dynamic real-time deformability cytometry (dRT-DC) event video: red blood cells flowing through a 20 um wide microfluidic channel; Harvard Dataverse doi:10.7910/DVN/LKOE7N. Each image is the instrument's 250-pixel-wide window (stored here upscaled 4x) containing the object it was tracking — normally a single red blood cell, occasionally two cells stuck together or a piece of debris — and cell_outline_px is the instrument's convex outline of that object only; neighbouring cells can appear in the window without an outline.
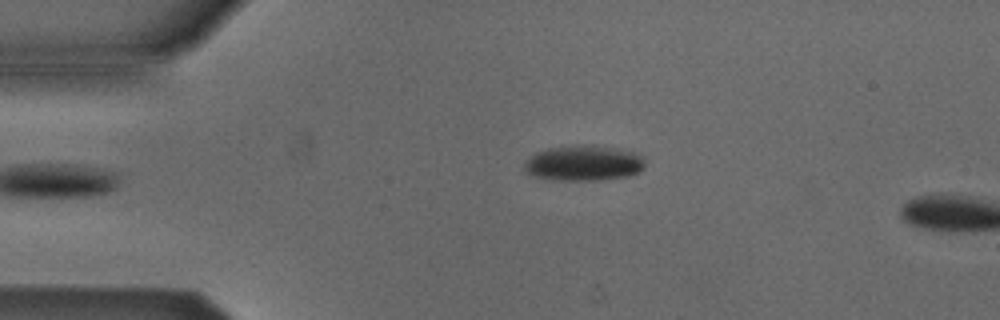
{"species": "Egyptian fruit bat (a non-hibernating species)", "species_latin": "Rousettus aegyptiacus", "temperature_condition": "cold", "stored_images_in_passage": 5, "camera_frame_rate_fps": 3000, "um_per_image_px": 0.085, "animal": {"sex": "male"}, "frame": {"image": 1, "passage_image": 5, "time_ms": 5.0, "image_size_px": [1000, 320], "cell_outline_px": [[644, 168], [640, 172], [628, 176], [600, 180], [556, 180], [532, 176], [524, 172], [524, 164], [536, 152], [548, 148], [592, 144], [616, 148], [636, 152], [644, 156]], "centroid_in_image_um": [49.65, 13.87], "position_along_channel_um": 35.4, "area_um2": 25.14}}